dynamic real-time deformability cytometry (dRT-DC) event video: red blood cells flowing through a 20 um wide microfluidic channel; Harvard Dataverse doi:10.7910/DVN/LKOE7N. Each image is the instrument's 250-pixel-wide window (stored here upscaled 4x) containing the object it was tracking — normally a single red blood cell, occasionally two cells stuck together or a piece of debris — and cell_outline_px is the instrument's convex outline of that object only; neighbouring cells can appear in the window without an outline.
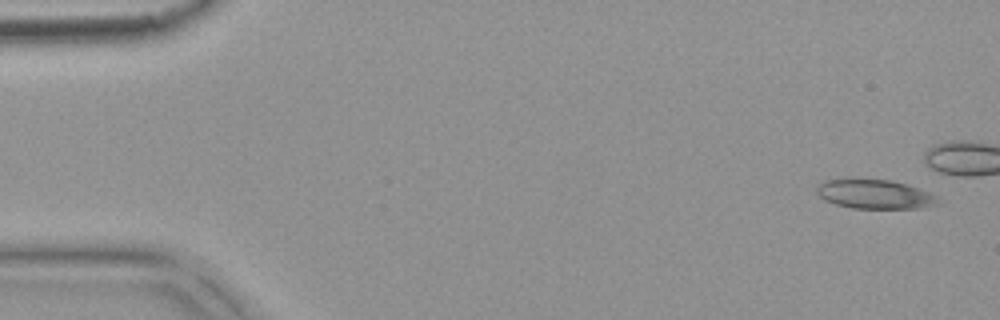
{"species": "common noctule bat (a hibernating species)", "species_latin": "Nyctalus noctula", "temperature_condition": "warm", "stored_images_in_passage": 9, "camera_frame_rate_fps": 3000, "um_per_image_px": 0.085, "animal": {"sex": "female", "body_mass_g": 18.4}, "frame": {"image": 1, "passage_image": 1, "time_ms": 0.0, "image_size_px": [1000, 320], "cell_outline_px": [[936, 204], [920, 208], [852, 208], [836, 204], [824, 200], [816, 192], [816, 188], [820, 184], [828, 180], [848, 176], [888, 180], [904, 184], [928, 192], [936, 196]], "centroid_in_image_um": [74.25, 16.47], "position_along_channel_um": 10.8, "area_um2": 20.75}}